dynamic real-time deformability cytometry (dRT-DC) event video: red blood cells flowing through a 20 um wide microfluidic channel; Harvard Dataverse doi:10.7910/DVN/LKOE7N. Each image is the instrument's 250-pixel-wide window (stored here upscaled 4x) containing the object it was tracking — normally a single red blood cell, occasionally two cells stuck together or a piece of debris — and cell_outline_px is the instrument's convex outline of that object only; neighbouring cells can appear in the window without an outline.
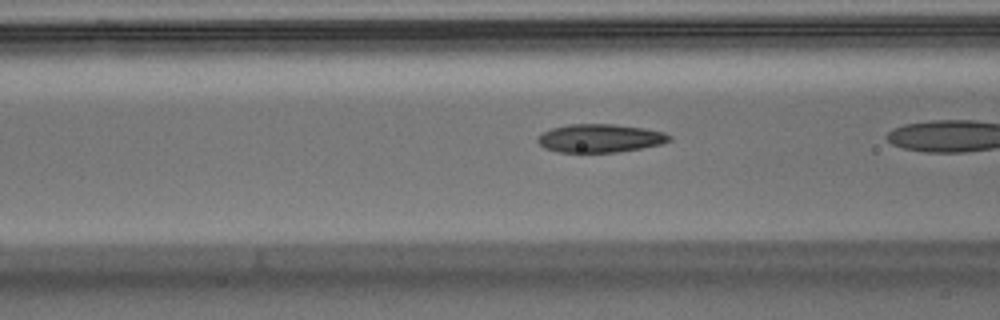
{"species": "Egyptian fruit bat (a non-hibernating species)", "species_latin": "Rousettus aegyptiacus", "temperature_condition": "warm", "stored_images_in_passage": 39, "camera_frame_rate_fps": 3000, "um_per_image_px": 0.085, "animal": {"sex": "male"}, "frame": {"image": 1, "passage_image": 18, "time_ms": 5.667, "image_size_px": [1000, 320], "cell_outline_px": [[672, 140], [660, 144], [640, 148], [616, 152], [556, 152], [544, 148], [536, 140], [544, 132], [552, 128], [568, 124], [612, 124], [644, 128], [664, 132], [672, 136]], "centroid_in_image_um": [51.01, 11.75], "position_along_channel_um": 115.6, "area_um2": 21.62}}
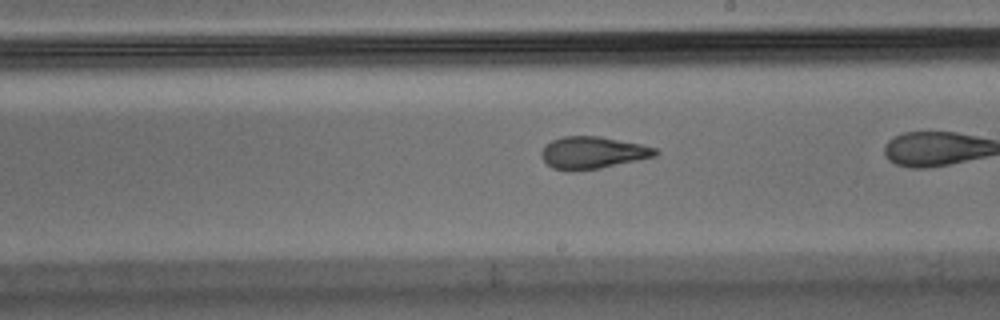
{"frame": {"image": 2, "passage_image": 28, "time_ms": 9.0, "image_size_px": [1000, 320], "cell_outline_px": [[660, 152], [656, 156], [600, 168], [568, 172], [552, 168], [540, 156], [540, 152], [544, 144], [552, 140], [564, 136], [600, 136], [640, 144], [656, 148]], "centroid_in_image_um": [50.34, 12.98], "position_along_channel_um": 238.7, "area_um2": 21.5}}